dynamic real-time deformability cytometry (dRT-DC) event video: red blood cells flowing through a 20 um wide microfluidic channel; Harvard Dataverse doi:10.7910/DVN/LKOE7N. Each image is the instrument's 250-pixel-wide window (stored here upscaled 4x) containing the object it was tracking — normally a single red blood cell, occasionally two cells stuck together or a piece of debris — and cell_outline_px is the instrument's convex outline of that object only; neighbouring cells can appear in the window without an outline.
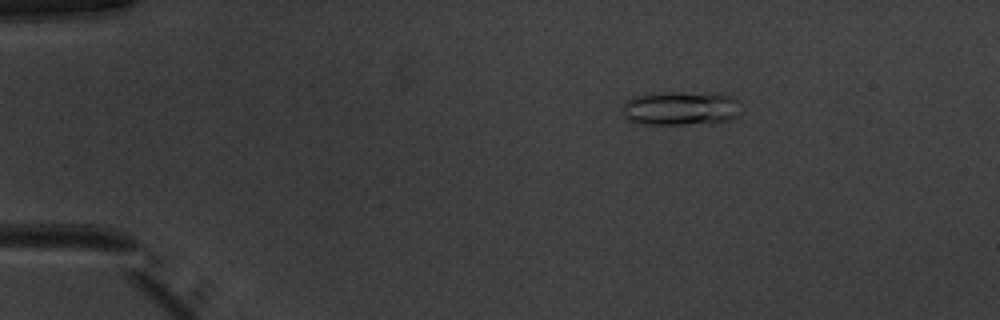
{"species": "common noctule bat (a hibernating species)", "species_latin": "Nyctalus noctula", "temperature_condition": "warm", "stored_images_in_passage": 51, "camera_frame_rate_fps": 3000, "um_per_image_px": 0.085, "animal": {"sex": "male", "body_mass_g": 20.1, "forearm_length_mm": 53.5}, "frame": {"image": 1, "passage_image": 9, "time_ms": 2.667, "image_size_px": [1000, 320], "cell_outline_px": [[744, 108], [736, 116], [728, 120], [712, 124], [636, 124], [628, 120], [624, 116], [624, 100], [632, 96], [660, 92], [720, 92], [732, 96]], "centroid_in_image_um": [57.91, 9.19], "position_along_channel_um": 27.1, "area_um2": 24.39}}
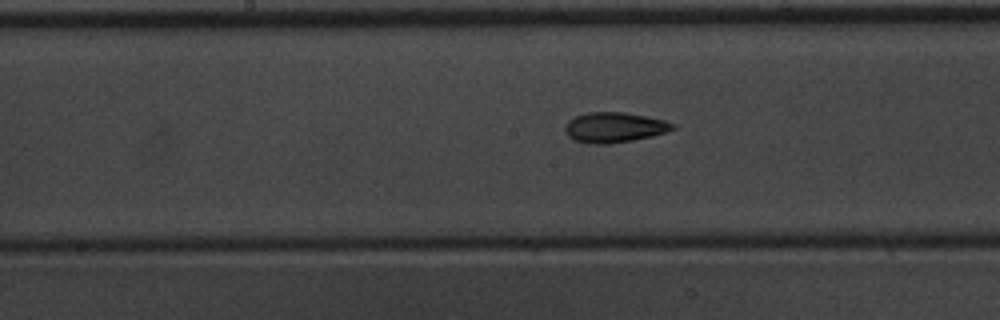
{"frame": {"image": 2, "passage_image": 27, "time_ms": 8.667, "image_size_px": [1000, 320], "cell_outline_px": [[676, 128], [652, 136], [632, 140], [608, 144], [592, 144], [572, 140], [564, 132], [564, 128], [568, 120], [576, 116], [588, 112], [624, 112], [664, 120], [676, 124]], "centroid_in_image_um": [52.18, 10.83], "position_along_channel_um": 196.0, "area_um2": 18.96}}
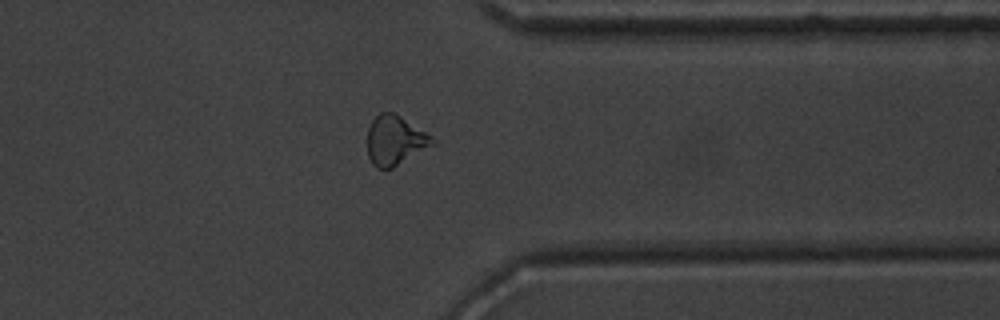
{"frame": {"image": 3, "passage_image": 41, "time_ms": 13.333, "image_size_px": [1000, 320], "cell_outline_px": [[436, 144], [392, 168], [376, 168], [372, 164], [368, 156], [368, 128], [372, 120], [380, 112], [392, 112], [432, 136], [436, 140]], "centroid_in_image_um": [33.58, 11.95], "position_along_channel_um": 377.8, "area_um2": 18.61}, "authors_computed_cell_mechanics": {"area_um2": 18.8428, "velocity_mm_per_s": 3.9947, "shape_relaxation_time_tau1_ms": 7.6667, "shape_relaxation_time_tau2_ms": 2.7589, "deformation_change_tau1": 0.1928, "deformation_change_tau2": 0.1085}}